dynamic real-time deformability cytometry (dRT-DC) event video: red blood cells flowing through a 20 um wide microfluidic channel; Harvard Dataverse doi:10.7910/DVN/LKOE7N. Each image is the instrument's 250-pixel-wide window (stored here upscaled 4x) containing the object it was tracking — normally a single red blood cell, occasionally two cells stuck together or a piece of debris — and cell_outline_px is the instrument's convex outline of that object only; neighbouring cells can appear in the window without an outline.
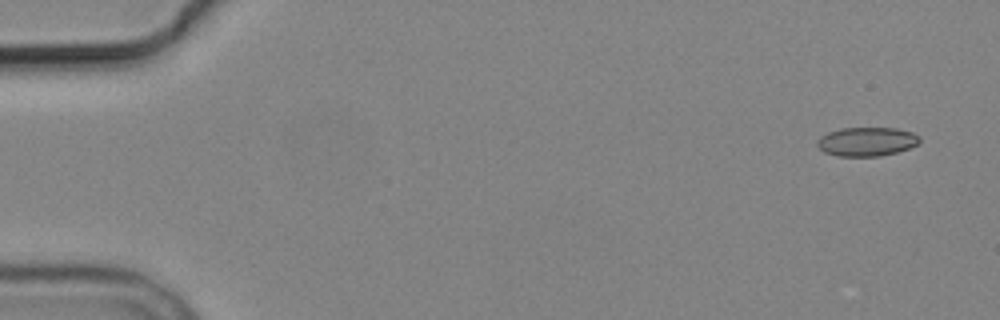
{"species": "common noctule bat (a hibernating species)", "species_latin": "Nyctalus noctula", "temperature_condition": "cold", "stored_images_in_passage": 5, "camera_frame_rate_fps": 3000, "um_per_image_px": 0.085, "animal": {"sex": "male", "body_mass_g": 19.2, "forearm_length_mm": 51.8}, "frame": {"image": 1, "passage_image": 1, "time_ms": 0.0, "image_size_px": [1000, 320], "cell_outline_px": [[920, 140], [916, 144], [908, 148], [896, 152], [880, 156], [836, 156], [824, 152], [816, 144], [816, 140], [820, 136], [828, 132], [840, 128], [896, 128], [912, 132], [920, 136]], "centroid_in_image_um": [73.64, 12.03], "position_along_channel_um": 11.4, "area_um2": 17.28}}
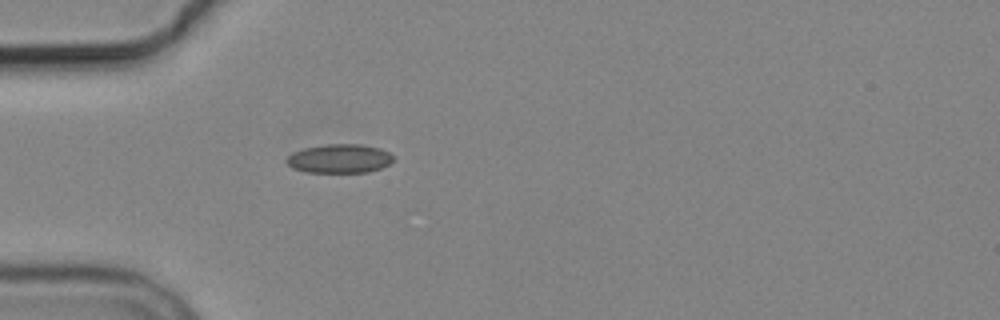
{"frame": {"image": 2, "passage_image": 5, "time_ms": 4.667, "image_size_px": [1000, 320], "cell_outline_px": [[396, 160], [380, 168], [368, 172], [308, 172], [292, 168], [284, 160], [292, 152], [304, 148], [328, 144], [360, 144], [380, 148], [388, 152]], "centroid_in_image_um": [28.85, 13.48], "position_along_channel_um": 56.2, "area_um2": 17.98}}